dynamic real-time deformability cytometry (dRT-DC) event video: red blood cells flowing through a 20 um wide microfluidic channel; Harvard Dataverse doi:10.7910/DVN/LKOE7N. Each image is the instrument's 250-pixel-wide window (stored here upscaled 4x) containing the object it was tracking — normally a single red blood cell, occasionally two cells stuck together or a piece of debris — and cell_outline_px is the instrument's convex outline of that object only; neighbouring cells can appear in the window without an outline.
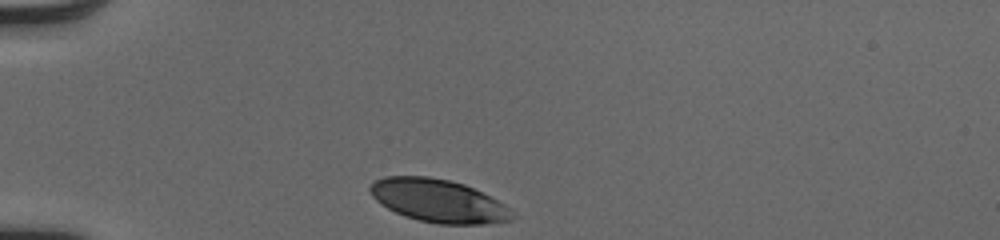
{"species": "human", "species_latin": "Homo sapiens", "temperature_condition": "cold", "stored_images_in_passage": 30, "camera_frame_rate_fps": 3000, "um_per_image_px": 0.085, "donor": {"sex": "male"}, "frame": {"image": 1, "passage_image": 1, "time_ms": 0.0, "image_size_px": [1000, 240], "cell_outline_px": [[516, 216], [512, 220], [488, 224], [440, 224], [420, 220], [404, 216], [380, 204], [372, 196], [368, 188], [376, 180], [384, 176], [428, 176], [448, 180], [464, 184], [512, 208]], "centroid_in_image_um": [37.28, 17.07], "position_along_channel_um": 47.7, "area_um2": 35.55}}
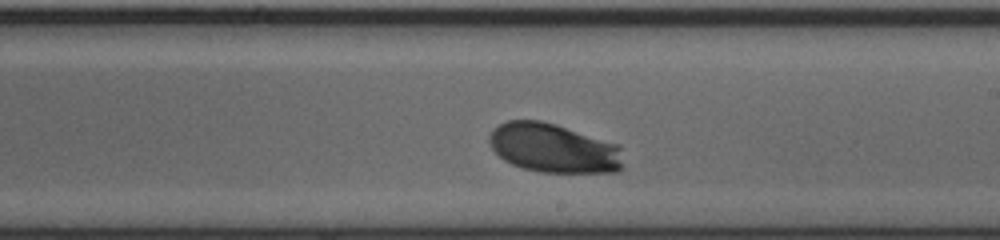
{"frame": {"image": 2, "passage_image": 18, "time_ms": 5.667, "image_size_px": [1000, 240], "cell_outline_px": [[624, 168], [620, 172], [540, 172], [524, 168], [512, 164], [504, 160], [492, 148], [488, 140], [488, 136], [492, 128], [508, 120], [540, 120], [556, 124], [620, 144]], "centroid_in_image_um": [47.09, 12.58], "position_along_channel_um": 241.9, "area_um2": 38.78}}
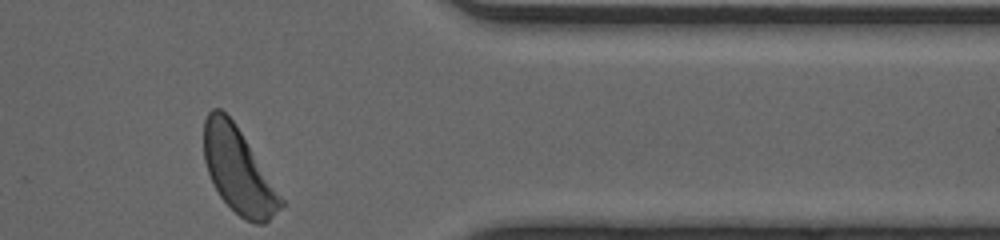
{"frame": {"image": 3, "passage_image": 30, "time_ms": 9.667, "image_size_px": [1000, 240], "cell_outline_px": [[284, 204], [264, 224], [256, 224], [244, 220], [220, 196], [208, 172], [204, 160], [204, 120], [208, 112], [212, 108], [220, 108], [232, 120], [240, 132], [284, 200]], "centroid_in_image_um": [20.23, 14.5], "position_along_channel_um": 391.2, "area_um2": 37.22}, "authors_computed_cell_mechanics": {"area_um2": 37.5411, "velocity_mm_per_s": 4.0164, "shape_relaxation_time_tau1_ms": 1.6603, "shape_relaxation_time_tau2_ms": null, "deformation_change_tau1": 0.1388, "deformation_change_tau2": null}}